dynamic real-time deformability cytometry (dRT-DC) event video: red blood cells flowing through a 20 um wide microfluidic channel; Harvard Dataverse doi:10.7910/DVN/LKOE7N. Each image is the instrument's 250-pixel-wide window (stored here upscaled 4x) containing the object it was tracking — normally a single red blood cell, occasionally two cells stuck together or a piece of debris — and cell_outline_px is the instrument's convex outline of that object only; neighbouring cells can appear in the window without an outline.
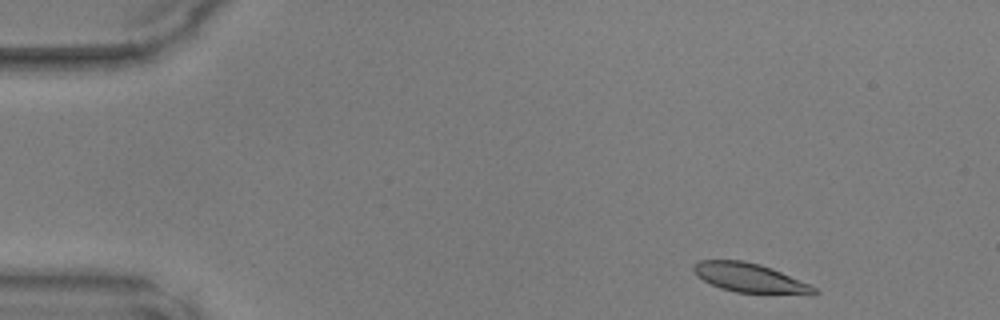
{"species": "common noctule bat (a hibernating species)", "species_latin": "Nyctalus noctula", "temperature_condition": "warm", "stored_images_in_passage": 45, "camera_frame_rate_fps": 3000, "um_per_image_px": 0.085, "animal": {"sex": "male", "body_mass_g": 17.9, "forearm_length_mm": 54.2}, "frame": {"image": 1, "passage_image": 2, "time_ms": 0.333, "image_size_px": [1000, 320], "cell_outline_px": [[820, 292], [816, 296], [808, 296], [736, 292], [720, 288], [696, 276], [692, 272], [692, 264], [700, 260], [744, 260], [760, 264], [772, 268], [808, 284], [816, 288]], "centroid_in_image_um": [63.78, 23.64], "position_along_channel_um": 21.2, "area_um2": 21.04}}
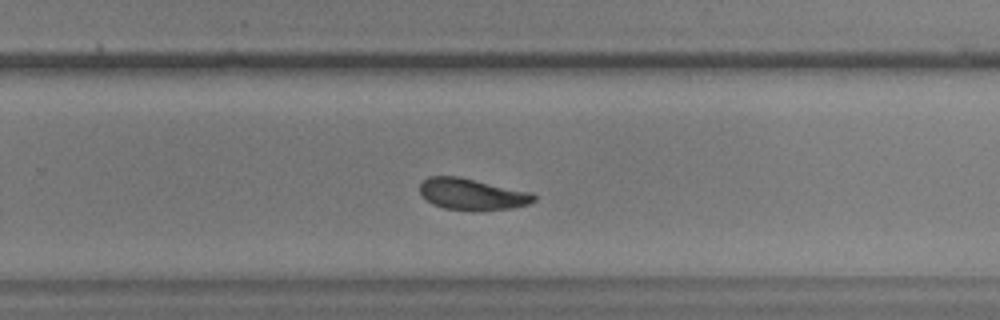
{"frame": {"image": 2, "passage_image": 28, "time_ms": 9.0, "image_size_px": [1000, 320], "cell_outline_px": [[536, 200], [528, 204], [512, 208], [480, 212], [472, 212], [444, 208], [432, 204], [420, 192], [420, 180], [428, 176], [460, 176], [532, 192], [536, 196]], "centroid_in_image_um": [40.14, 16.52], "position_along_channel_um": 289.7, "area_um2": 21.5}}
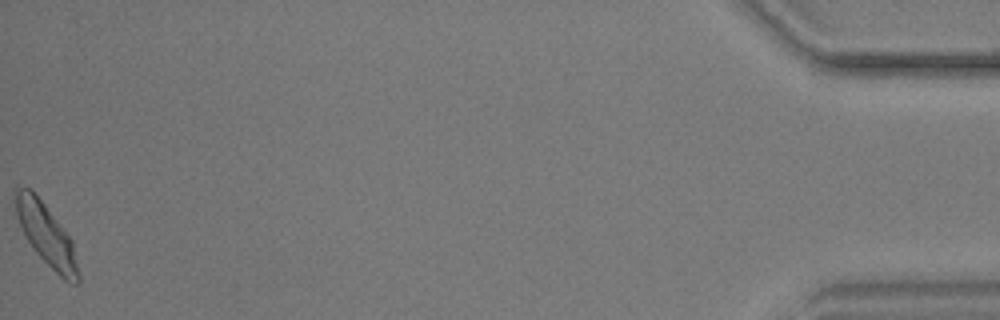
{"frame": {"image": 3, "passage_image": 45, "time_ms": 14.667, "image_size_px": [1000, 320], "cell_outline_px": [[80, 284], [72, 284], [64, 280], [36, 252], [28, 240], [16, 216], [16, 184], [28, 188], [44, 204], [72, 240], [80, 276]], "centroid_in_image_um": [3.97, 20.0], "position_along_channel_um": 431.2, "area_um2": 21.91}}